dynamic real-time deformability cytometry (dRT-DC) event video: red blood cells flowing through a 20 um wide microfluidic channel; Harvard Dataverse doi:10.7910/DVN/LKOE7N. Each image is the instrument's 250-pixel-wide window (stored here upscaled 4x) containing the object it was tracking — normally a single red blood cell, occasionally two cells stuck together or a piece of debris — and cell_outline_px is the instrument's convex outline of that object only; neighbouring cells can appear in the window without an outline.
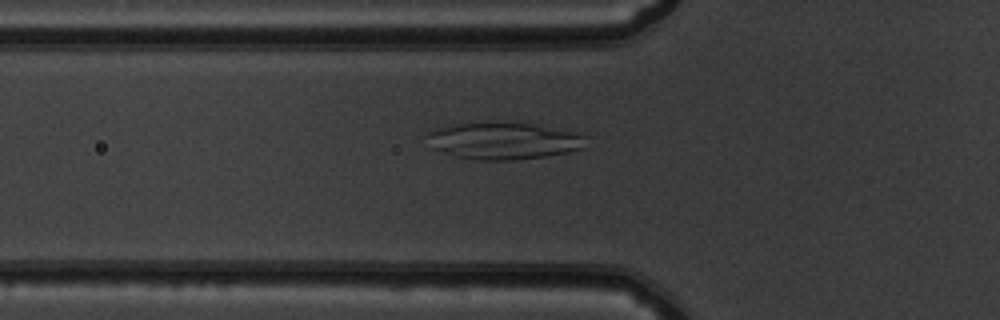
{"species": "common noctule bat (a hibernating species)", "species_latin": "Nyctalus noctula", "temperature_condition": "warm", "stored_images_in_passage": 50, "camera_frame_rate_fps": 3000, "um_per_image_px": 0.085, "animal": {"sex": "male", "body_mass_g": 19.5, "forearm_length_mm": 54.6}, "frame": {"image": 1, "passage_image": 16, "time_ms": 5.0, "image_size_px": [1000, 320], "cell_outline_px": [[588, 136], [584, 148], [568, 152], [544, 156], [516, 160], [480, 160], [456, 156], [432, 148], [424, 136], [424, 132], [444, 124], [536, 124], [572, 132]], "centroid_in_image_um": [42.75, 11.98], "position_along_channel_um": 83.0, "area_um2": 33.99}}
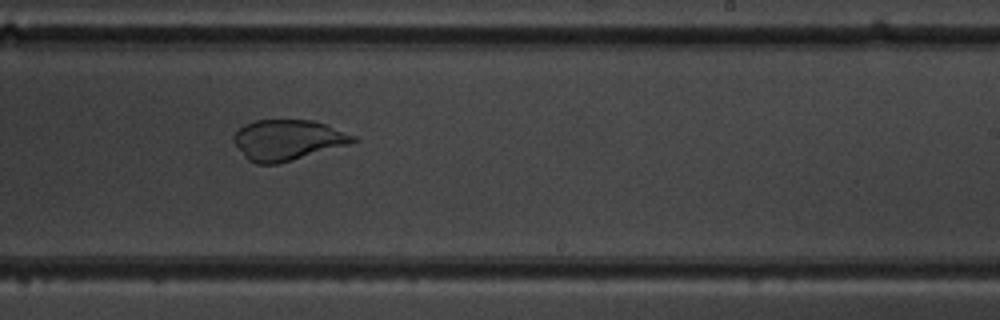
{"frame": {"image": 2, "passage_image": 30, "time_ms": 9.667, "image_size_px": [1000, 320], "cell_outline_px": [[360, 140], [348, 144], [292, 160], [276, 164], [256, 164], [248, 160], [244, 156], [232, 140], [232, 136], [244, 124], [256, 120], [312, 120], [324, 124], [356, 136]], "centroid_in_image_um": [24.41, 11.9], "position_along_channel_um": 264.6, "area_um2": 27.98}}
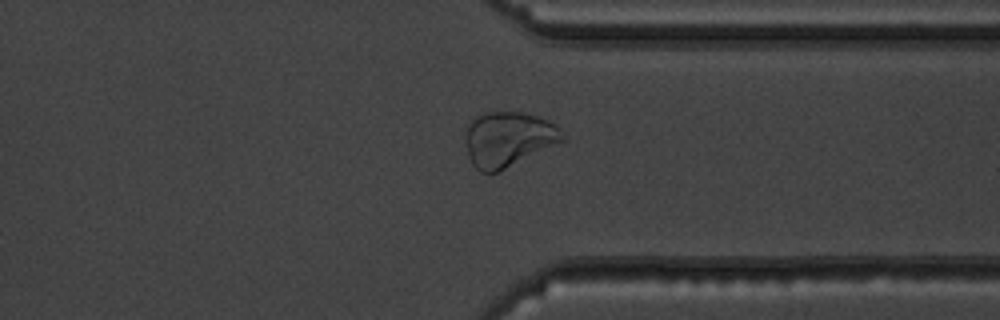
{"frame": {"image": 3, "passage_image": 38, "time_ms": 12.333, "image_size_px": [1000, 320], "cell_outline_px": [[568, 140], [496, 172], [480, 172], [472, 164], [468, 156], [464, 140], [464, 136], [468, 124], [476, 116], [484, 112], [520, 112], [536, 116], [548, 120]], "centroid_in_image_um": [43.17, 11.83], "position_along_channel_um": 368.2, "area_um2": 31.04}}